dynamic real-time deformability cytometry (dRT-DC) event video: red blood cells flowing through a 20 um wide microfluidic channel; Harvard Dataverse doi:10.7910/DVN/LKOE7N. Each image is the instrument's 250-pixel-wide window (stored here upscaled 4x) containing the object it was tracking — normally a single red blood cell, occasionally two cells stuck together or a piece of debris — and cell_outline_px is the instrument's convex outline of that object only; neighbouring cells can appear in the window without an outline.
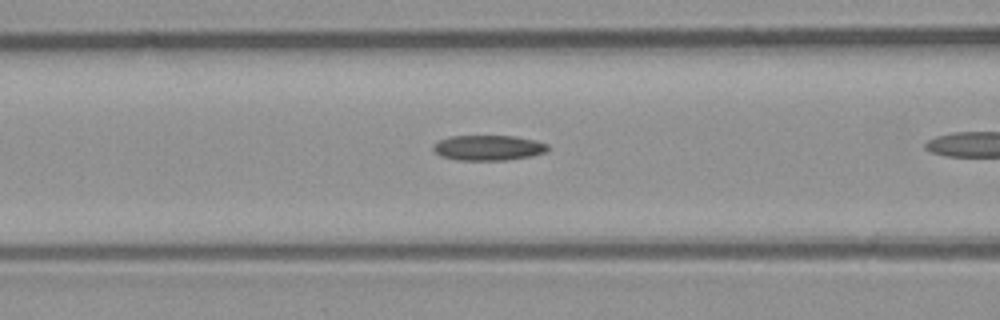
{"species": "common noctule bat (a hibernating species)", "species_latin": "Nyctalus noctula", "temperature_condition": "room temperature", "stored_images_in_passage": 13, "camera_frame_rate_fps": 3000, "um_per_image_px": 0.085, "animal": {"sex": "male", "body_mass_g": 23.1, "forearm_length_mm": 52.7}, "frame": {"image": 1, "passage_image": 8, "time_ms": 2.333, "image_size_px": [1000, 320], "cell_outline_px": [[548, 148], [544, 152], [532, 156], [504, 160], [456, 160], [440, 156], [432, 148], [432, 144], [440, 140], [452, 136], [516, 136], [536, 140], [548, 144]], "centroid_in_image_um": [41.49, 12.56], "position_along_channel_um": 125.1, "area_um2": 16.88}}
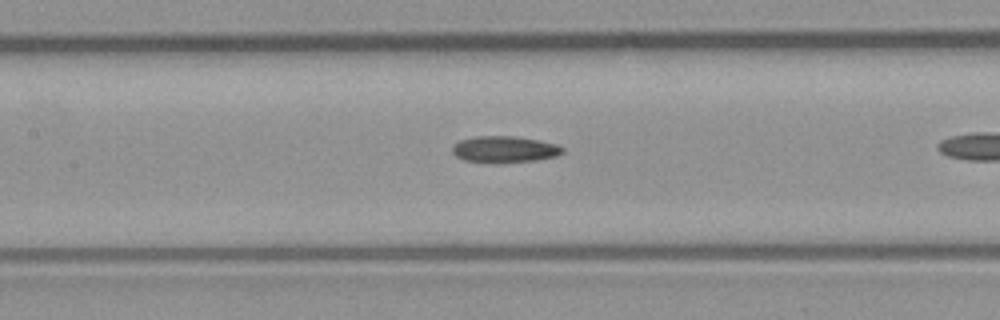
{"frame": {"image": 2, "passage_image": 11, "time_ms": 3.333, "image_size_px": [1000, 320], "cell_outline_px": [[564, 152], [556, 156], [536, 160], [464, 160], [456, 156], [452, 152], [452, 148], [460, 140], [476, 136], [516, 136], [556, 144], [564, 148]], "centroid_in_image_um": [42.91, 12.64], "position_along_channel_um": 164.5, "area_um2": 16.07}}